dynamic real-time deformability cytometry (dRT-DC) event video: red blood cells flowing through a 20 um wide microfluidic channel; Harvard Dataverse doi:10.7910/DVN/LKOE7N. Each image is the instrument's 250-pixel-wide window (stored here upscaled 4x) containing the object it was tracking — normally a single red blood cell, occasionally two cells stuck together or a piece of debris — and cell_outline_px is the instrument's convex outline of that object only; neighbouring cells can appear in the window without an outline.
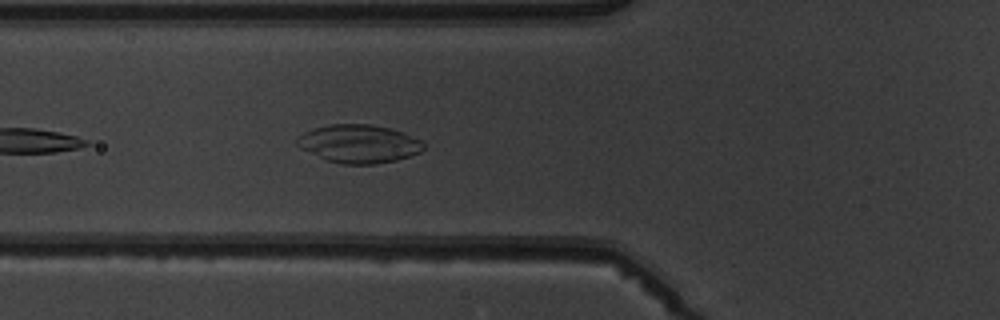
{"species": "common noctule bat (a hibernating species)", "species_latin": "Nyctalus noctula", "temperature_condition": "warm", "stored_images_in_passage": 6, "camera_frame_rate_fps": 3000, "um_per_image_px": 0.085, "animal": {"sex": "male", "body_mass_g": 19.5, "forearm_length_mm": 54.6}, "frame": {"image": 1, "passage_image": 6, "time_ms": 5.667, "image_size_px": [1000, 320], "cell_outline_px": [[424, 148], [420, 152], [396, 160], [376, 164], [340, 164], [328, 160], [300, 148], [296, 144], [296, 140], [304, 132], [312, 128], [328, 124], [368, 124], [388, 128], [424, 140]], "centroid_in_image_um": [30.5, 12.22], "position_along_channel_um": 95.3, "area_um2": 28.03}}